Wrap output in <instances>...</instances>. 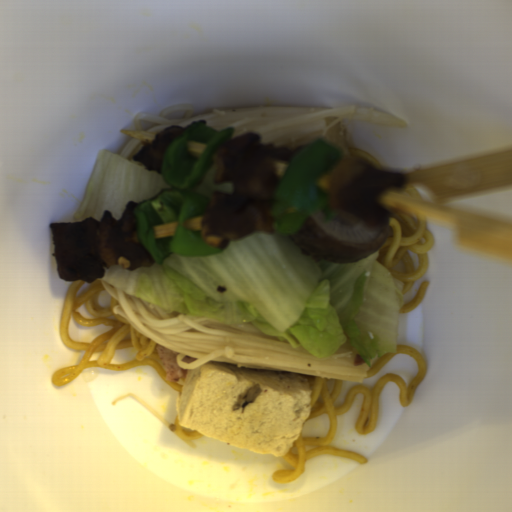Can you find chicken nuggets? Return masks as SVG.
Here are the masks:
<instances>
[{
  "mask_svg": "<svg viewBox=\"0 0 512 512\" xmlns=\"http://www.w3.org/2000/svg\"><path fill=\"white\" fill-rule=\"evenodd\" d=\"M318 184L336 211L335 221L375 233L386 229L392 218L380 203L381 196L404 190L408 178L398 170L377 167L365 157L351 154L341 157Z\"/></svg>",
  "mask_w": 512,
  "mask_h": 512,
  "instance_id": "3",
  "label": "chicken nuggets"
},
{
  "mask_svg": "<svg viewBox=\"0 0 512 512\" xmlns=\"http://www.w3.org/2000/svg\"><path fill=\"white\" fill-rule=\"evenodd\" d=\"M300 153L263 143L260 135L244 133L222 144L213 155L214 183L232 184V193L214 191L200 221L206 245L226 250L257 232H275L271 207L275 192Z\"/></svg>",
  "mask_w": 512,
  "mask_h": 512,
  "instance_id": "1",
  "label": "chicken nuggets"
},
{
  "mask_svg": "<svg viewBox=\"0 0 512 512\" xmlns=\"http://www.w3.org/2000/svg\"><path fill=\"white\" fill-rule=\"evenodd\" d=\"M137 204L125 205L119 219L106 209L101 220L92 216L84 221L51 222L58 278L91 284L103 279L112 266L131 272L151 268L155 262L137 231Z\"/></svg>",
  "mask_w": 512,
  "mask_h": 512,
  "instance_id": "2",
  "label": "chicken nuggets"
},
{
  "mask_svg": "<svg viewBox=\"0 0 512 512\" xmlns=\"http://www.w3.org/2000/svg\"><path fill=\"white\" fill-rule=\"evenodd\" d=\"M194 123H205L207 125L205 119L194 120L186 127L169 125L155 133L154 138L149 143L144 144L140 151L133 155V161L140 162L148 171L163 174L162 169L167 148Z\"/></svg>",
  "mask_w": 512,
  "mask_h": 512,
  "instance_id": "4",
  "label": "chicken nuggets"
}]
</instances>
